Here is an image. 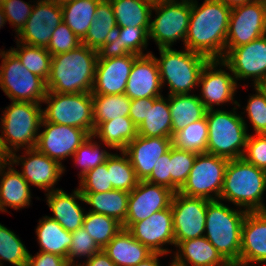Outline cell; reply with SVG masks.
Here are the masks:
<instances>
[{
    "label": "cell",
    "mask_w": 266,
    "mask_h": 266,
    "mask_svg": "<svg viewBox=\"0 0 266 266\" xmlns=\"http://www.w3.org/2000/svg\"><path fill=\"white\" fill-rule=\"evenodd\" d=\"M117 28L110 0H100L96 8L95 19L81 43L99 52L106 51Z\"/></svg>",
    "instance_id": "83f0119b"
},
{
    "label": "cell",
    "mask_w": 266,
    "mask_h": 266,
    "mask_svg": "<svg viewBox=\"0 0 266 266\" xmlns=\"http://www.w3.org/2000/svg\"><path fill=\"white\" fill-rule=\"evenodd\" d=\"M127 231L152 253H171L172 250L163 247L166 244L175 246L171 206L133 223Z\"/></svg>",
    "instance_id": "44dd1931"
},
{
    "label": "cell",
    "mask_w": 266,
    "mask_h": 266,
    "mask_svg": "<svg viewBox=\"0 0 266 266\" xmlns=\"http://www.w3.org/2000/svg\"><path fill=\"white\" fill-rule=\"evenodd\" d=\"M24 27L15 36L16 41L36 47H47L58 25L63 22L61 5L49 0H37Z\"/></svg>",
    "instance_id": "d6986e66"
},
{
    "label": "cell",
    "mask_w": 266,
    "mask_h": 266,
    "mask_svg": "<svg viewBox=\"0 0 266 266\" xmlns=\"http://www.w3.org/2000/svg\"><path fill=\"white\" fill-rule=\"evenodd\" d=\"M220 67L221 60H209L202 68L198 84L201 86L199 99L206 110L215 109V105L221 106L228 102L240 108L239 102L234 100L239 84L233 74Z\"/></svg>",
    "instance_id": "e0dca14e"
},
{
    "label": "cell",
    "mask_w": 266,
    "mask_h": 266,
    "mask_svg": "<svg viewBox=\"0 0 266 266\" xmlns=\"http://www.w3.org/2000/svg\"><path fill=\"white\" fill-rule=\"evenodd\" d=\"M260 87L264 90V92L266 93V82L261 84Z\"/></svg>",
    "instance_id": "e7e4bbea"
},
{
    "label": "cell",
    "mask_w": 266,
    "mask_h": 266,
    "mask_svg": "<svg viewBox=\"0 0 266 266\" xmlns=\"http://www.w3.org/2000/svg\"><path fill=\"white\" fill-rule=\"evenodd\" d=\"M41 107L38 103L19 101H11L5 107L0 118V142L8 157L20 149L36 147L43 118Z\"/></svg>",
    "instance_id": "5b68a950"
},
{
    "label": "cell",
    "mask_w": 266,
    "mask_h": 266,
    "mask_svg": "<svg viewBox=\"0 0 266 266\" xmlns=\"http://www.w3.org/2000/svg\"><path fill=\"white\" fill-rule=\"evenodd\" d=\"M266 35V20L258 0L231 9L225 55L233 48Z\"/></svg>",
    "instance_id": "2e32d148"
},
{
    "label": "cell",
    "mask_w": 266,
    "mask_h": 266,
    "mask_svg": "<svg viewBox=\"0 0 266 266\" xmlns=\"http://www.w3.org/2000/svg\"><path fill=\"white\" fill-rule=\"evenodd\" d=\"M231 8L218 0L191 2V13L184 48L209 60H222Z\"/></svg>",
    "instance_id": "6da1fadb"
},
{
    "label": "cell",
    "mask_w": 266,
    "mask_h": 266,
    "mask_svg": "<svg viewBox=\"0 0 266 266\" xmlns=\"http://www.w3.org/2000/svg\"><path fill=\"white\" fill-rule=\"evenodd\" d=\"M7 160H8V156L4 152L1 142H0V161H7Z\"/></svg>",
    "instance_id": "94428289"
},
{
    "label": "cell",
    "mask_w": 266,
    "mask_h": 266,
    "mask_svg": "<svg viewBox=\"0 0 266 266\" xmlns=\"http://www.w3.org/2000/svg\"><path fill=\"white\" fill-rule=\"evenodd\" d=\"M94 140L95 137L90 135L72 155L75 165L81 168L78 174L79 178H82L89 170L105 163L107 158L112 154L105 150V148H101L103 143L99 145V142Z\"/></svg>",
    "instance_id": "ee69618b"
},
{
    "label": "cell",
    "mask_w": 266,
    "mask_h": 266,
    "mask_svg": "<svg viewBox=\"0 0 266 266\" xmlns=\"http://www.w3.org/2000/svg\"><path fill=\"white\" fill-rule=\"evenodd\" d=\"M78 266H116L109 256L101 250L95 253L90 259L79 263Z\"/></svg>",
    "instance_id": "9f6ffc18"
},
{
    "label": "cell",
    "mask_w": 266,
    "mask_h": 266,
    "mask_svg": "<svg viewBox=\"0 0 266 266\" xmlns=\"http://www.w3.org/2000/svg\"><path fill=\"white\" fill-rule=\"evenodd\" d=\"M266 191V171L243 157L229 160L219 200L232 202L233 205L248 212L266 211L263 203Z\"/></svg>",
    "instance_id": "3957f363"
},
{
    "label": "cell",
    "mask_w": 266,
    "mask_h": 266,
    "mask_svg": "<svg viewBox=\"0 0 266 266\" xmlns=\"http://www.w3.org/2000/svg\"><path fill=\"white\" fill-rule=\"evenodd\" d=\"M35 232L39 251L59 255L68 261V251L72 243L71 232L47 215L39 219Z\"/></svg>",
    "instance_id": "f546056e"
},
{
    "label": "cell",
    "mask_w": 266,
    "mask_h": 266,
    "mask_svg": "<svg viewBox=\"0 0 266 266\" xmlns=\"http://www.w3.org/2000/svg\"><path fill=\"white\" fill-rule=\"evenodd\" d=\"M172 146L170 137H144L137 135L123 150L128 156L139 181H146L158 162Z\"/></svg>",
    "instance_id": "7402d4cb"
},
{
    "label": "cell",
    "mask_w": 266,
    "mask_h": 266,
    "mask_svg": "<svg viewBox=\"0 0 266 266\" xmlns=\"http://www.w3.org/2000/svg\"><path fill=\"white\" fill-rule=\"evenodd\" d=\"M42 103L46 122L78 127L90 135L94 132L93 100L91 93H55L47 91Z\"/></svg>",
    "instance_id": "9c48e42d"
},
{
    "label": "cell",
    "mask_w": 266,
    "mask_h": 266,
    "mask_svg": "<svg viewBox=\"0 0 266 266\" xmlns=\"http://www.w3.org/2000/svg\"><path fill=\"white\" fill-rule=\"evenodd\" d=\"M34 4L23 0H6L2 4L5 18L17 35L30 17Z\"/></svg>",
    "instance_id": "f907efd6"
},
{
    "label": "cell",
    "mask_w": 266,
    "mask_h": 266,
    "mask_svg": "<svg viewBox=\"0 0 266 266\" xmlns=\"http://www.w3.org/2000/svg\"><path fill=\"white\" fill-rule=\"evenodd\" d=\"M172 48H158L160 58L155 55L162 87L168 85V95L190 94L199 87V76L209 59L199 53Z\"/></svg>",
    "instance_id": "52a82bcc"
},
{
    "label": "cell",
    "mask_w": 266,
    "mask_h": 266,
    "mask_svg": "<svg viewBox=\"0 0 266 266\" xmlns=\"http://www.w3.org/2000/svg\"><path fill=\"white\" fill-rule=\"evenodd\" d=\"M208 124L206 116L176 132L172 136V145L179 149L195 153H207Z\"/></svg>",
    "instance_id": "60d3db41"
},
{
    "label": "cell",
    "mask_w": 266,
    "mask_h": 266,
    "mask_svg": "<svg viewBox=\"0 0 266 266\" xmlns=\"http://www.w3.org/2000/svg\"><path fill=\"white\" fill-rule=\"evenodd\" d=\"M174 193L165 186L139 181L134 190L129 193L128 210L122 228L127 230L133 223L169 208Z\"/></svg>",
    "instance_id": "ffe728a7"
},
{
    "label": "cell",
    "mask_w": 266,
    "mask_h": 266,
    "mask_svg": "<svg viewBox=\"0 0 266 266\" xmlns=\"http://www.w3.org/2000/svg\"><path fill=\"white\" fill-rule=\"evenodd\" d=\"M92 100L94 129L102 122L129 117L131 99L125 94H92Z\"/></svg>",
    "instance_id": "8d00e7d4"
},
{
    "label": "cell",
    "mask_w": 266,
    "mask_h": 266,
    "mask_svg": "<svg viewBox=\"0 0 266 266\" xmlns=\"http://www.w3.org/2000/svg\"><path fill=\"white\" fill-rule=\"evenodd\" d=\"M40 127L36 148L57 161L62 162L75 153V151L89 138L90 134L78 127L46 122L43 118ZM63 160V161H62Z\"/></svg>",
    "instance_id": "9a60e30c"
},
{
    "label": "cell",
    "mask_w": 266,
    "mask_h": 266,
    "mask_svg": "<svg viewBox=\"0 0 266 266\" xmlns=\"http://www.w3.org/2000/svg\"><path fill=\"white\" fill-rule=\"evenodd\" d=\"M100 0H73L61 5L63 22L82 40L92 21Z\"/></svg>",
    "instance_id": "d590c367"
},
{
    "label": "cell",
    "mask_w": 266,
    "mask_h": 266,
    "mask_svg": "<svg viewBox=\"0 0 266 266\" xmlns=\"http://www.w3.org/2000/svg\"><path fill=\"white\" fill-rule=\"evenodd\" d=\"M159 69L152 52L138 56L132 66L126 84L125 95L132 99L162 96Z\"/></svg>",
    "instance_id": "cb8c5ba5"
},
{
    "label": "cell",
    "mask_w": 266,
    "mask_h": 266,
    "mask_svg": "<svg viewBox=\"0 0 266 266\" xmlns=\"http://www.w3.org/2000/svg\"><path fill=\"white\" fill-rule=\"evenodd\" d=\"M171 266H231L205 236L181 241Z\"/></svg>",
    "instance_id": "4316f807"
},
{
    "label": "cell",
    "mask_w": 266,
    "mask_h": 266,
    "mask_svg": "<svg viewBox=\"0 0 266 266\" xmlns=\"http://www.w3.org/2000/svg\"><path fill=\"white\" fill-rule=\"evenodd\" d=\"M24 152L22 153L24 155H16V152H14L8 157L13 165L22 166L20 172L22 177L29 185H34L47 193L57 190L55 184L64 174L65 167L41 153L36 147L25 149Z\"/></svg>",
    "instance_id": "ac0fdd59"
},
{
    "label": "cell",
    "mask_w": 266,
    "mask_h": 266,
    "mask_svg": "<svg viewBox=\"0 0 266 266\" xmlns=\"http://www.w3.org/2000/svg\"><path fill=\"white\" fill-rule=\"evenodd\" d=\"M137 134L144 137L172 138V120L167 97H153V104H148L146 119L137 128Z\"/></svg>",
    "instance_id": "e575fe53"
},
{
    "label": "cell",
    "mask_w": 266,
    "mask_h": 266,
    "mask_svg": "<svg viewBox=\"0 0 266 266\" xmlns=\"http://www.w3.org/2000/svg\"><path fill=\"white\" fill-rule=\"evenodd\" d=\"M7 20L5 18L4 11L2 9V5H0V29L6 24Z\"/></svg>",
    "instance_id": "91938a15"
},
{
    "label": "cell",
    "mask_w": 266,
    "mask_h": 266,
    "mask_svg": "<svg viewBox=\"0 0 266 266\" xmlns=\"http://www.w3.org/2000/svg\"><path fill=\"white\" fill-rule=\"evenodd\" d=\"M45 195L47 205L53 214V216H49L50 218L56 220L68 232H74L82 228L87 211L77 201L78 199L82 203L85 202L79 188H75L72 194L57 189Z\"/></svg>",
    "instance_id": "d4e9b609"
},
{
    "label": "cell",
    "mask_w": 266,
    "mask_h": 266,
    "mask_svg": "<svg viewBox=\"0 0 266 266\" xmlns=\"http://www.w3.org/2000/svg\"><path fill=\"white\" fill-rule=\"evenodd\" d=\"M17 48L10 50L19 58L30 72L40 76L45 81L50 75L52 55L45 47L29 46L16 41Z\"/></svg>",
    "instance_id": "b9f144b4"
},
{
    "label": "cell",
    "mask_w": 266,
    "mask_h": 266,
    "mask_svg": "<svg viewBox=\"0 0 266 266\" xmlns=\"http://www.w3.org/2000/svg\"><path fill=\"white\" fill-rule=\"evenodd\" d=\"M0 57V89L11 101L42 104L47 94L46 81L30 72L9 49Z\"/></svg>",
    "instance_id": "ba28073f"
},
{
    "label": "cell",
    "mask_w": 266,
    "mask_h": 266,
    "mask_svg": "<svg viewBox=\"0 0 266 266\" xmlns=\"http://www.w3.org/2000/svg\"><path fill=\"white\" fill-rule=\"evenodd\" d=\"M198 153L171 146V190L178 192L187 181Z\"/></svg>",
    "instance_id": "f6af8a7d"
},
{
    "label": "cell",
    "mask_w": 266,
    "mask_h": 266,
    "mask_svg": "<svg viewBox=\"0 0 266 266\" xmlns=\"http://www.w3.org/2000/svg\"><path fill=\"white\" fill-rule=\"evenodd\" d=\"M29 253L19 236L0 223V266L4 262L26 266Z\"/></svg>",
    "instance_id": "7bdbcfd3"
},
{
    "label": "cell",
    "mask_w": 266,
    "mask_h": 266,
    "mask_svg": "<svg viewBox=\"0 0 266 266\" xmlns=\"http://www.w3.org/2000/svg\"><path fill=\"white\" fill-rule=\"evenodd\" d=\"M247 212L221 200L207 204L204 236L231 266H240L242 223Z\"/></svg>",
    "instance_id": "277c9868"
},
{
    "label": "cell",
    "mask_w": 266,
    "mask_h": 266,
    "mask_svg": "<svg viewBox=\"0 0 266 266\" xmlns=\"http://www.w3.org/2000/svg\"><path fill=\"white\" fill-rule=\"evenodd\" d=\"M243 158L266 171V134L248 135Z\"/></svg>",
    "instance_id": "816d5d0a"
},
{
    "label": "cell",
    "mask_w": 266,
    "mask_h": 266,
    "mask_svg": "<svg viewBox=\"0 0 266 266\" xmlns=\"http://www.w3.org/2000/svg\"><path fill=\"white\" fill-rule=\"evenodd\" d=\"M153 10L156 16L150 20L148 39H153L158 48H171L177 40L185 43L191 2L157 0Z\"/></svg>",
    "instance_id": "30bf717a"
},
{
    "label": "cell",
    "mask_w": 266,
    "mask_h": 266,
    "mask_svg": "<svg viewBox=\"0 0 266 266\" xmlns=\"http://www.w3.org/2000/svg\"><path fill=\"white\" fill-rule=\"evenodd\" d=\"M163 255L165 256V254L161 253H152L148 258L135 266H162L159 263V257H162ZM169 266H171V263L169 264Z\"/></svg>",
    "instance_id": "6f0895ef"
},
{
    "label": "cell",
    "mask_w": 266,
    "mask_h": 266,
    "mask_svg": "<svg viewBox=\"0 0 266 266\" xmlns=\"http://www.w3.org/2000/svg\"><path fill=\"white\" fill-rule=\"evenodd\" d=\"M263 8V12L265 15V20H266V0H258Z\"/></svg>",
    "instance_id": "be15d7a7"
},
{
    "label": "cell",
    "mask_w": 266,
    "mask_h": 266,
    "mask_svg": "<svg viewBox=\"0 0 266 266\" xmlns=\"http://www.w3.org/2000/svg\"><path fill=\"white\" fill-rule=\"evenodd\" d=\"M228 161L209 153L197 154L187 181L178 192L209 201L219 200Z\"/></svg>",
    "instance_id": "8fae6325"
},
{
    "label": "cell",
    "mask_w": 266,
    "mask_h": 266,
    "mask_svg": "<svg viewBox=\"0 0 266 266\" xmlns=\"http://www.w3.org/2000/svg\"><path fill=\"white\" fill-rule=\"evenodd\" d=\"M255 94L249 96L245 111L255 134H266V93L260 86H254Z\"/></svg>",
    "instance_id": "bcb514c9"
},
{
    "label": "cell",
    "mask_w": 266,
    "mask_h": 266,
    "mask_svg": "<svg viewBox=\"0 0 266 266\" xmlns=\"http://www.w3.org/2000/svg\"><path fill=\"white\" fill-rule=\"evenodd\" d=\"M49 1L54 2L55 4H58V5H63L65 3L73 1V0H49Z\"/></svg>",
    "instance_id": "6125c7cd"
},
{
    "label": "cell",
    "mask_w": 266,
    "mask_h": 266,
    "mask_svg": "<svg viewBox=\"0 0 266 266\" xmlns=\"http://www.w3.org/2000/svg\"><path fill=\"white\" fill-rule=\"evenodd\" d=\"M110 183L113 189L131 192L137 186L139 180L128 156L120 151V154L112 153L106 160Z\"/></svg>",
    "instance_id": "f35d334b"
},
{
    "label": "cell",
    "mask_w": 266,
    "mask_h": 266,
    "mask_svg": "<svg viewBox=\"0 0 266 266\" xmlns=\"http://www.w3.org/2000/svg\"><path fill=\"white\" fill-rule=\"evenodd\" d=\"M218 1H221L224 5L232 9L234 7L241 6L246 3H251L256 0H218Z\"/></svg>",
    "instance_id": "680465c9"
},
{
    "label": "cell",
    "mask_w": 266,
    "mask_h": 266,
    "mask_svg": "<svg viewBox=\"0 0 266 266\" xmlns=\"http://www.w3.org/2000/svg\"><path fill=\"white\" fill-rule=\"evenodd\" d=\"M92 135L107 148L123 151L138 134L137 127L127 116L100 123Z\"/></svg>",
    "instance_id": "d6a6232c"
},
{
    "label": "cell",
    "mask_w": 266,
    "mask_h": 266,
    "mask_svg": "<svg viewBox=\"0 0 266 266\" xmlns=\"http://www.w3.org/2000/svg\"><path fill=\"white\" fill-rule=\"evenodd\" d=\"M117 27L149 28L154 2L148 0H110Z\"/></svg>",
    "instance_id": "836d02e7"
},
{
    "label": "cell",
    "mask_w": 266,
    "mask_h": 266,
    "mask_svg": "<svg viewBox=\"0 0 266 266\" xmlns=\"http://www.w3.org/2000/svg\"><path fill=\"white\" fill-rule=\"evenodd\" d=\"M82 228L102 250L123 229L115 218L90 211L85 214Z\"/></svg>",
    "instance_id": "ab89813d"
},
{
    "label": "cell",
    "mask_w": 266,
    "mask_h": 266,
    "mask_svg": "<svg viewBox=\"0 0 266 266\" xmlns=\"http://www.w3.org/2000/svg\"><path fill=\"white\" fill-rule=\"evenodd\" d=\"M99 51L84 44L53 55L47 90L55 93H92Z\"/></svg>",
    "instance_id": "7a4b0ae2"
},
{
    "label": "cell",
    "mask_w": 266,
    "mask_h": 266,
    "mask_svg": "<svg viewBox=\"0 0 266 266\" xmlns=\"http://www.w3.org/2000/svg\"><path fill=\"white\" fill-rule=\"evenodd\" d=\"M148 104H153V98L131 100L129 117L137 128L146 119Z\"/></svg>",
    "instance_id": "11a10c76"
},
{
    "label": "cell",
    "mask_w": 266,
    "mask_h": 266,
    "mask_svg": "<svg viewBox=\"0 0 266 266\" xmlns=\"http://www.w3.org/2000/svg\"><path fill=\"white\" fill-rule=\"evenodd\" d=\"M172 120V136L189 124L203 119L206 108L195 94L168 95Z\"/></svg>",
    "instance_id": "4dcf8cb0"
},
{
    "label": "cell",
    "mask_w": 266,
    "mask_h": 266,
    "mask_svg": "<svg viewBox=\"0 0 266 266\" xmlns=\"http://www.w3.org/2000/svg\"><path fill=\"white\" fill-rule=\"evenodd\" d=\"M89 211L115 218L123 224L128 210L129 192L113 189L108 192L81 193Z\"/></svg>",
    "instance_id": "1f68e13d"
},
{
    "label": "cell",
    "mask_w": 266,
    "mask_h": 266,
    "mask_svg": "<svg viewBox=\"0 0 266 266\" xmlns=\"http://www.w3.org/2000/svg\"><path fill=\"white\" fill-rule=\"evenodd\" d=\"M149 28L118 27L106 51L120 54L146 55Z\"/></svg>",
    "instance_id": "74e56055"
},
{
    "label": "cell",
    "mask_w": 266,
    "mask_h": 266,
    "mask_svg": "<svg viewBox=\"0 0 266 266\" xmlns=\"http://www.w3.org/2000/svg\"><path fill=\"white\" fill-rule=\"evenodd\" d=\"M116 266H135L148 258L152 252L126 229L118 232L103 248Z\"/></svg>",
    "instance_id": "f1b7e54d"
},
{
    "label": "cell",
    "mask_w": 266,
    "mask_h": 266,
    "mask_svg": "<svg viewBox=\"0 0 266 266\" xmlns=\"http://www.w3.org/2000/svg\"><path fill=\"white\" fill-rule=\"evenodd\" d=\"M256 264L266 265V211L247 212L242 223L240 266Z\"/></svg>",
    "instance_id": "603a6c76"
},
{
    "label": "cell",
    "mask_w": 266,
    "mask_h": 266,
    "mask_svg": "<svg viewBox=\"0 0 266 266\" xmlns=\"http://www.w3.org/2000/svg\"><path fill=\"white\" fill-rule=\"evenodd\" d=\"M221 68L228 69L234 75L237 83L242 79L243 81L252 79L253 86L265 83L266 35L231 49L221 60Z\"/></svg>",
    "instance_id": "7c38bea8"
},
{
    "label": "cell",
    "mask_w": 266,
    "mask_h": 266,
    "mask_svg": "<svg viewBox=\"0 0 266 266\" xmlns=\"http://www.w3.org/2000/svg\"><path fill=\"white\" fill-rule=\"evenodd\" d=\"M137 57L135 54L99 52L91 94H125L129 74Z\"/></svg>",
    "instance_id": "4fadbf2b"
},
{
    "label": "cell",
    "mask_w": 266,
    "mask_h": 266,
    "mask_svg": "<svg viewBox=\"0 0 266 266\" xmlns=\"http://www.w3.org/2000/svg\"><path fill=\"white\" fill-rule=\"evenodd\" d=\"M232 111L211 109L206 111L208 124L207 153L233 160L243 157L248 135L245 118Z\"/></svg>",
    "instance_id": "8992f818"
},
{
    "label": "cell",
    "mask_w": 266,
    "mask_h": 266,
    "mask_svg": "<svg viewBox=\"0 0 266 266\" xmlns=\"http://www.w3.org/2000/svg\"><path fill=\"white\" fill-rule=\"evenodd\" d=\"M81 44V39L64 22H61L53 31L46 49L53 56L76 49Z\"/></svg>",
    "instance_id": "681fc988"
},
{
    "label": "cell",
    "mask_w": 266,
    "mask_h": 266,
    "mask_svg": "<svg viewBox=\"0 0 266 266\" xmlns=\"http://www.w3.org/2000/svg\"><path fill=\"white\" fill-rule=\"evenodd\" d=\"M71 235L72 243L68 251V263L70 266H78V258L88 260L95 253L102 250L83 228L71 232Z\"/></svg>",
    "instance_id": "7dc6e473"
},
{
    "label": "cell",
    "mask_w": 266,
    "mask_h": 266,
    "mask_svg": "<svg viewBox=\"0 0 266 266\" xmlns=\"http://www.w3.org/2000/svg\"><path fill=\"white\" fill-rule=\"evenodd\" d=\"M78 187L81 193H103L113 190L106 162L89 170L80 178Z\"/></svg>",
    "instance_id": "c3c4849f"
},
{
    "label": "cell",
    "mask_w": 266,
    "mask_h": 266,
    "mask_svg": "<svg viewBox=\"0 0 266 266\" xmlns=\"http://www.w3.org/2000/svg\"><path fill=\"white\" fill-rule=\"evenodd\" d=\"M6 0H0V5H2Z\"/></svg>",
    "instance_id": "003e7915"
},
{
    "label": "cell",
    "mask_w": 266,
    "mask_h": 266,
    "mask_svg": "<svg viewBox=\"0 0 266 266\" xmlns=\"http://www.w3.org/2000/svg\"><path fill=\"white\" fill-rule=\"evenodd\" d=\"M171 147L167 153L162 155L155 164L150 177L146 180L149 183L165 186L171 189Z\"/></svg>",
    "instance_id": "f5cc1de1"
},
{
    "label": "cell",
    "mask_w": 266,
    "mask_h": 266,
    "mask_svg": "<svg viewBox=\"0 0 266 266\" xmlns=\"http://www.w3.org/2000/svg\"><path fill=\"white\" fill-rule=\"evenodd\" d=\"M171 1H178V0H171ZM180 1L194 2V1H197V0H180Z\"/></svg>",
    "instance_id": "03108f58"
},
{
    "label": "cell",
    "mask_w": 266,
    "mask_h": 266,
    "mask_svg": "<svg viewBox=\"0 0 266 266\" xmlns=\"http://www.w3.org/2000/svg\"><path fill=\"white\" fill-rule=\"evenodd\" d=\"M13 166L9 160L0 165V212L2 213L8 212L6 207L20 210L31 204L30 185Z\"/></svg>",
    "instance_id": "484cf974"
},
{
    "label": "cell",
    "mask_w": 266,
    "mask_h": 266,
    "mask_svg": "<svg viewBox=\"0 0 266 266\" xmlns=\"http://www.w3.org/2000/svg\"><path fill=\"white\" fill-rule=\"evenodd\" d=\"M209 202L204 198L189 197L179 192L174 193L171 210L175 247L181 241L204 236L206 209Z\"/></svg>",
    "instance_id": "5bb4252c"
},
{
    "label": "cell",
    "mask_w": 266,
    "mask_h": 266,
    "mask_svg": "<svg viewBox=\"0 0 266 266\" xmlns=\"http://www.w3.org/2000/svg\"><path fill=\"white\" fill-rule=\"evenodd\" d=\"M26 266H70L67 258L56 254L37 252L36 255L29 253Z\"/></svg>",
    "instance_id": "db71d44e"
}]
</instances>
